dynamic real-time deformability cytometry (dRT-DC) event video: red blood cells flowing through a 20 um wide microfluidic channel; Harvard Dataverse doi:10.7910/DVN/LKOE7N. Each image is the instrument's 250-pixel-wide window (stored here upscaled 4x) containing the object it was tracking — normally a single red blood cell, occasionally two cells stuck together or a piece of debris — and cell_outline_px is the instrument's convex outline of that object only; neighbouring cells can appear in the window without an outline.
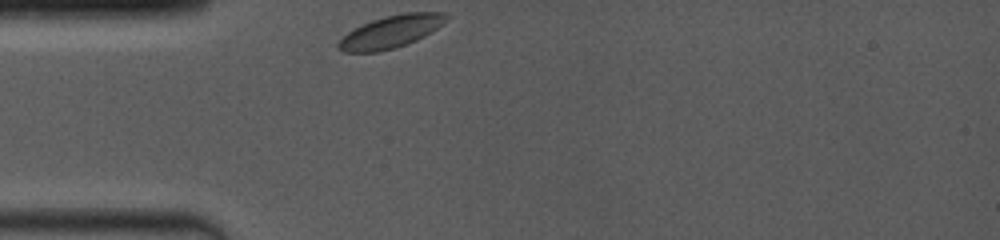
{"species": "common noctule bat (a hibernating species)", "species_latin": "Nyctalus noctula", "temperature_condition": "room temperature", "stored_images_in_passage": 39, "camera_frame_rate_fps": 4000, "um_per_image_px": 0.085, "animal": {"sex": "female", "body_mass_g": 19.0, "forearm_length_mm": 53.3}, "frame": {"image": 1, "passage_image": 1, "time_ms": 0.0, "image_size_px": [1000, 240], "cell_outline_px": [[448, 20], [424, 36], [416, 40], [396, 48], [376, 52], [344, 52], [336, 48], [336, 44], [348, 32], [372, 20], [384, 16], [404, 12], [444, 12], [448, 16]], "centroid_in_image_um": [33.23, 2.69], "position_along_channel_um": 51.8, "area_um2": 20.29}}
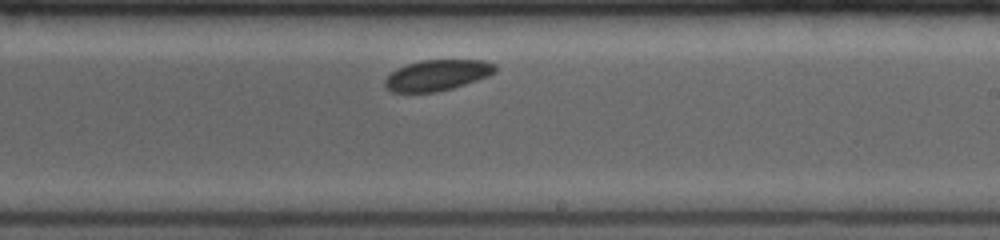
{"frame": {"image": 2, "passage_image": 23, "time_ms": 5.5, "image_size_px": [1000, 240], "cell_outline_px": [[496, 72], [488, 76], [452, 88], [436, 92], [392, 92], [384, 84], [384, 80], [396, 68], [420, 60], [484, 60], [496, 64]], "centroid_in_image_um": [37.17, 6.38], "position_along_channel_um": 251.8, "area_um2": 19.71}}
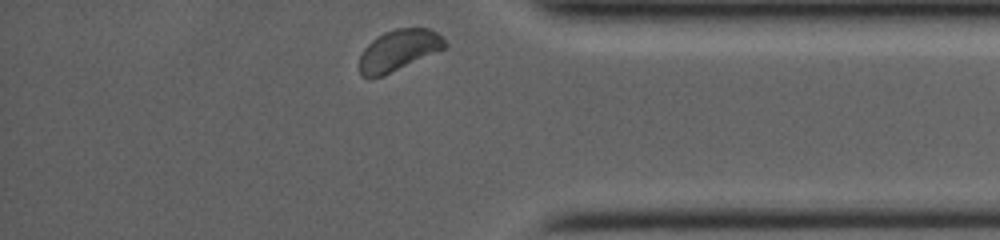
{"frame": {"image": 3, "passage_image": 39, "time_ms": 9.5, "image_size_px": [1000, 240], "cell_outline_px": [[448, 44], [444, 48], [384, 76], [368, 80], [360, 76], [360, 56], [364, 48], [376, 36], [384, 32], [396, 28], [428, 28], [436, 32]], "centroid_in_image_um": [33.83, 4.3], "position_along_channel_um": 401.4, "area_um2": 20.52}}